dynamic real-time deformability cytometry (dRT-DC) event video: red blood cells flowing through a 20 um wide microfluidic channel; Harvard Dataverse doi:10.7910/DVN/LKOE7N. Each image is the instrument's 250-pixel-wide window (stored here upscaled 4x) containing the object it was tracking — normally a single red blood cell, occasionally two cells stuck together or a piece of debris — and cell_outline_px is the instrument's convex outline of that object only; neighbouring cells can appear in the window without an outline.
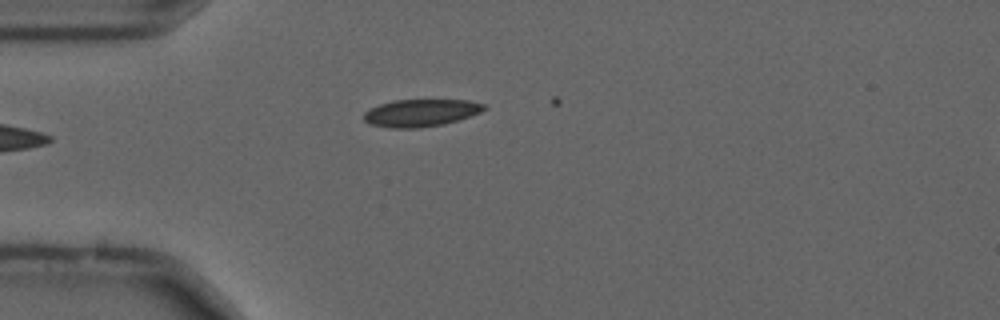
{"species": "common noctule bat (a hibernating species)", "species_latin": "Nyctalus noctula", "temperature_condition": "cold", "stored_images_in_passage": 5, "camera_frame_rate_fps": 3000, "um_per_image_px": 0.085, "animal": {"sex": "male", "forearm_length_mm": 52.5}, "frame": {"image": 1, "passage_image": 1, "time_ms": 0.0, "image_size_px": [1000, 320], "cell_outline_px": [[488, 108], [480, 112], [444, 124], [420, 128], [388, 128], [372, 124], [364, 120], [364, 112], [380, 104], [396, 100], [468, 100], [484, 104]], "centroid_in_image_um": [35.77, 9.59], "position_along_channel_um": 49.2, "area_um2": 18.96}}